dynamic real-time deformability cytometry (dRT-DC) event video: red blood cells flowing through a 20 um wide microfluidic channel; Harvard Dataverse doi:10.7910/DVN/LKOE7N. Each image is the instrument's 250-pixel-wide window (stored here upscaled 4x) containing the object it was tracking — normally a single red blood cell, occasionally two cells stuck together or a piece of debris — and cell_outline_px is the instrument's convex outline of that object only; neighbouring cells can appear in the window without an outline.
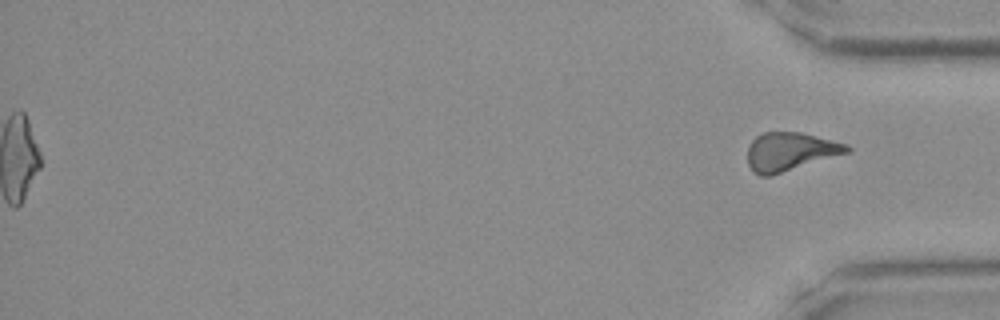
{"species": "Egyptian fruit bat (a non-hibernating species)", "species_latin": "Rousettus aegyptiacus", "temperature_condition": "room temperature", "stored_images_in_passage": 46, "segment_of_instrument_passage": [2, 2], "camera_frame_rate_fps": 3000, "um_per_image_px": 0.085, "frame": {"image": 1, "passage_image": 46, "time_ms": 15.0, "image_size_px": [1000, 320], "cell_outline_px": [[852, 152], [772, 176], [760, 176], [752, 172], [748, 164], [748, 148], [752, 140], [756, 136], [764, 132], [800, 132], [848, 144], [852, 148]], "centroid_in_image_um": [67.19, 12.91], "position_along_channel_um": 368.0, "area_um2": 22.66}}